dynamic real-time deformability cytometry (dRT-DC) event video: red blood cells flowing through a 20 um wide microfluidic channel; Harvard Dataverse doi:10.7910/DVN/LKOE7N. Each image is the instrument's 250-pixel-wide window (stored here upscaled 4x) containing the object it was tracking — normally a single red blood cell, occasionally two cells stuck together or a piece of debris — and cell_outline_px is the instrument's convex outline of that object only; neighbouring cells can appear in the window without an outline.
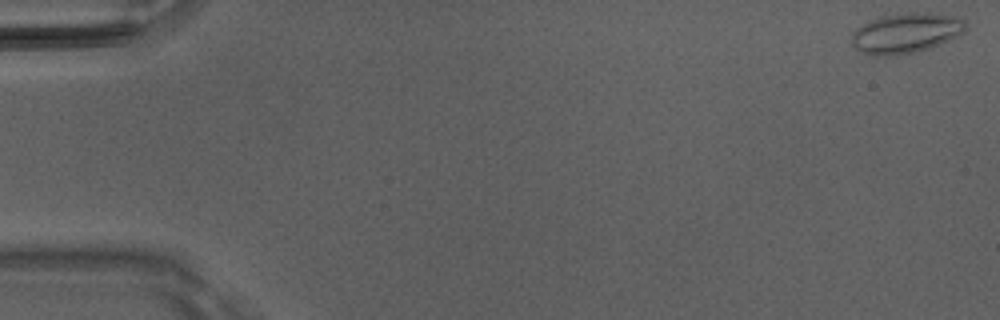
{"species": "Egyptian fruit bat (a non-hibernating species)", "species_latin": "Rousettus aegyptiacus", "temperature_condition": "room temperature", "stored_images_in_passage": 14, "camera_frame_rate_fps": 3000, "um_per_image_px": 0.085, "animal": {"sex": "male"}, "frame": {"image": 1, "passage_image": 1, "time_ms": 0.0, "image_size_px": [1000, 320], "cell_outline_px": [[968, 28], [964, 32], [940, 44], [928, 48], [912, 52], [892, 56], [872, 56], [856, 48], [852, 44], [852, 32], [856, 28], [868, 20], [880, 16], [908, 12], [928, 12], [952, 16], [964, 20], [968, 24]], "centroid_in_image_um": [76.99, 2.79], "position_along_channel_um": 8.0, "area_um2": 26.76}}